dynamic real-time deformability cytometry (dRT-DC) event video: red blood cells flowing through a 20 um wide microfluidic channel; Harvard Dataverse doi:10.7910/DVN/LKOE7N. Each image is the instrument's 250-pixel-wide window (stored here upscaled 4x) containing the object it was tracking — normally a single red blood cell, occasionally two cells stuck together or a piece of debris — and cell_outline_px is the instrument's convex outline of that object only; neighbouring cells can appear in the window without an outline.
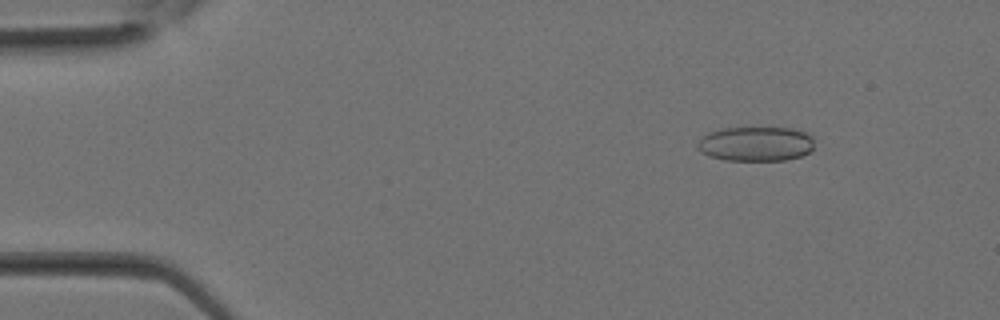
{"species": "Egyptian fruit bat (a non-hibernating species)", "species_latin": "Rousettus aegyptiacus", "temperature_condition": "room temperature", "stored_images_in_passage": 32, "camera_frame_rate_fps": 3000, "um_per_image_px": 0.085, "animal": {"sex": "female"}, "frame": {"image": 1, "passage_image": 4, "time_ms": 1.0, "image_size_px": [1000, 320], "cell_outline_px": [[812, 148], [808, 152], [800, 156], [784, 160], [724, 160], [712, 156], [696, 148], [696, 144], [708, 132], [720, 128], [792, 128], [804, 132], [812, 136]], "centroid_in_image_um": [64.23, 12.22], "position_along_channel_um": 20.8, "area_um2": 23.29}}
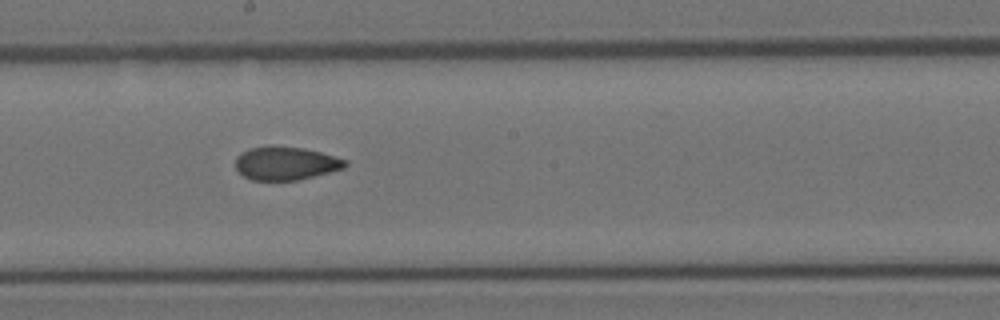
{"frame": {"image": 2, "passage_image": 17, "time_ms": 5.333, "image_size_px": [1000, 320], "cell_outline_px": [[348, 164], [344, 168], [296, 180], [252, 180], [244, 176], [236, 168], [236, 156], [240, 152], [248, 148], [268, 144], [304, 148], [320, 152], [348, 160]], "centroid_in_image_um": [24.25, 13.85], "position_along_channel_um": 224.0, "area_um2": 21.5}}
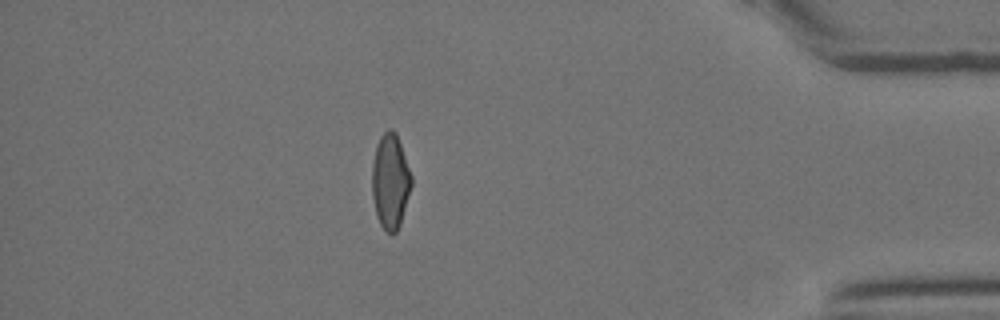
{"frame": {"image": 3, "passage_image": 27, "time_ms": 8.667, "image_size_px": [1000, 320], "cell_outline_px": [[412, 184], [400, 224], [396, 232], [388, 232], [380, 224], [376, 216], [372, 196], [372, 164], [376, 144], [380, 136], [388, 128], [392, 128], [396, 132], [412, 176]], "centroid_in_image_um": [33.17, 15.37], "position_along_channel_um": 402.0, "area_um2": 21.79}}